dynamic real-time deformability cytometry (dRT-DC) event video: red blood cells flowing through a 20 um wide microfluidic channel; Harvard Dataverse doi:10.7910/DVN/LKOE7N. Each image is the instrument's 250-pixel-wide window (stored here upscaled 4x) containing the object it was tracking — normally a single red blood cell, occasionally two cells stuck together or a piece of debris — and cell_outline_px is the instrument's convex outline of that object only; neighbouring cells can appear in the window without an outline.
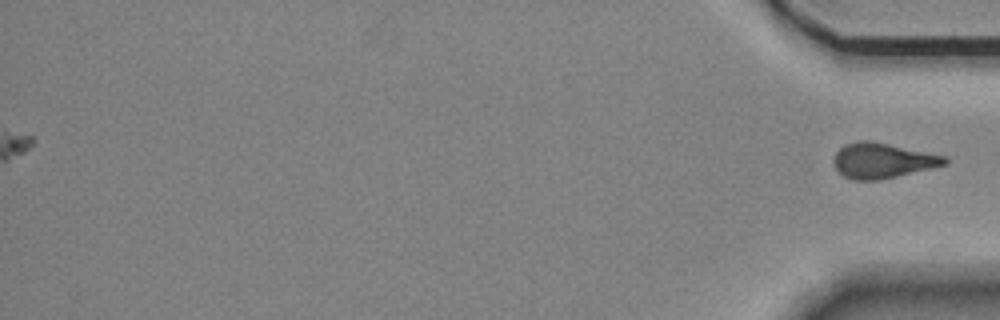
{"species": "Egyptian fruit bat (a non-hibernating species)", "species_latin": "Rousettus aegyptiacus", "temperature_condition": "room temperature", "stored_images_in_passage": 59, "camera_frame_rate_fps": 3000, "um_per_image_px": 0.085, "animal": {"sex": "female"}, "frame": {"image": 1, "passage_image": 59, "time_ms": 19.333, "image_size_px": [1000, 320], "cell_outline_px": [[948, 164], [880, 180], [856, 180], [844, 176], [836, 168], [832, 160], [836, 152], [844, 144], [860, 140], [868, 140], [888, 144], [944, 156], [948, 160]], "centroid_in_image_um": [74.98, 13.65], "position_along_channel_um": 360.2, "area_um2": 22.48}}